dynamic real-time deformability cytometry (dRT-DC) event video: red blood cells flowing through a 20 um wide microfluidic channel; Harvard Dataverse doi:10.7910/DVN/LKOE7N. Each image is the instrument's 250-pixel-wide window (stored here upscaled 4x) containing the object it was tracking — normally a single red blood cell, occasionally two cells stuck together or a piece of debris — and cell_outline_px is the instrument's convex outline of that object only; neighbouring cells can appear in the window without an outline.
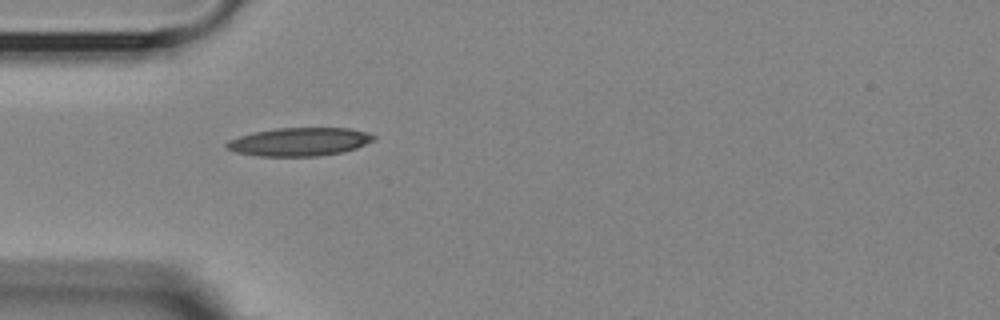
{"species": "Egyptian fruit bat (a non-hibernating species)", "species_latin": "Rousettus aegyptiacus", "temperature_condition": "room temperature", "stored_images_in_passage": 39, "camera_frame_rate_fps": 3000, "um_per_image_px": 0.085, "animal": {"sex": "female"}, "frame": {"image": 1, "passage_image": 1, "time_ms": 0.0, "image_size_px": [1000, 320], "cell_outline_px": [[376, 140], [356, 148], [344, 152], [320, 156], [256, 156], [236, 152], [224, 148], [224, 144], [228, 140], [252, 132], [276, 128], [352, 128], [368, 132], [376, 136]], "centroid_in_image_um": [25.46, 12.05], "position_along_channel_um": 59.5, "area_um2": 24.62}}
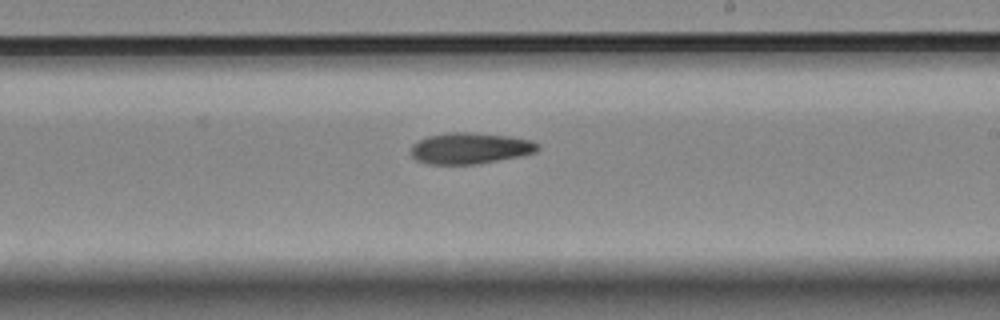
{"frame": {"image": 2, "passage_image": 17, "time_ms": 5.333, "image_size_px": [1000, 320], "cell_outline_px": [[540, 148], [536, 152], [520, 156], [476, 164], [428, 164], [416, 160], [412, 156], [412, 144], [428, 136], [448, 132], [468, 132], [508, 136], [532, 140], [540, 144]], "centroid_in_image_um": [39.98, 12.6], "position_along_channel_um": 249.0, "area_um2": 23.0}}
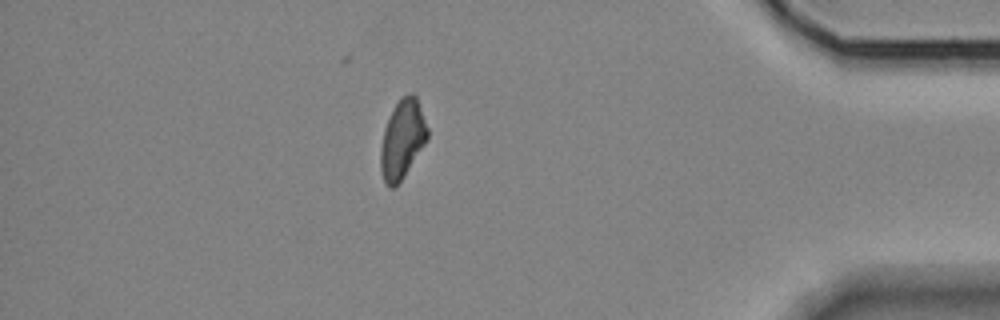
{"frame": {"image": 3, "passage_image": 33, "time_ms": 10.667, "image_size_px": [1000, 320], "cell_outline_px": [[428, 140], [404, 176], [392, 188], [388, 188], [384, 184], [380, 168], [380, 148], [384, 128], [392, 108], [400, 96], [412, 92], [416, 96], [428, 128]], "centroid_in_image_um": [34.19, 11.82], "position_along_channel_um": 401.0, "area_um2": 21.79}}